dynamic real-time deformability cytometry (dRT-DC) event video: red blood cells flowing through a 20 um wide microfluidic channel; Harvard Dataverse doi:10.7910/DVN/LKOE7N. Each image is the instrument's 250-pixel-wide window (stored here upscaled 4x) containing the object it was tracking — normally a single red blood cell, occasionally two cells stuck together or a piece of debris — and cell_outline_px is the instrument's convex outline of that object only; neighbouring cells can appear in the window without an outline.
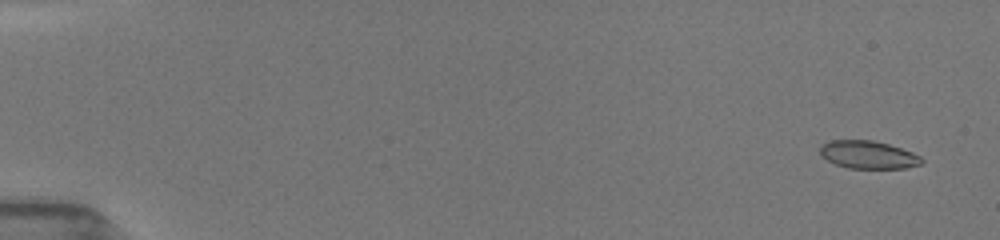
{"species": "common noctule bat (a hibernating species)", "species_latin": "Nyctalus noctula", "temperature_condition": "room temperature", "stored_images_in_passage": 54, "segment_of_instrument_passage": [1, 2], "camera_frame_rate_fps": 3000, "um_per_image_px": 0.085, "animal": {"sex": "female", "body_mass_g": 19.5, "forearm_length_mm": 54.1}, "frame": {"image": 1, "passage_image": 3, "time_ms": 0.667, "image_size_px": [1000, 240], "cell_outline_px": [[924, 160], [920, 164], [904, 168], [848, 168], [836, 164], [820, 156], [820, 144], [832, 140], [872, 140], [888, 144], [912, 152], [920, 156]], "centroid_in_image_um": [73.76, 13.15], "position_along_channel_um": 11.2, "area_um2": 16.42}}
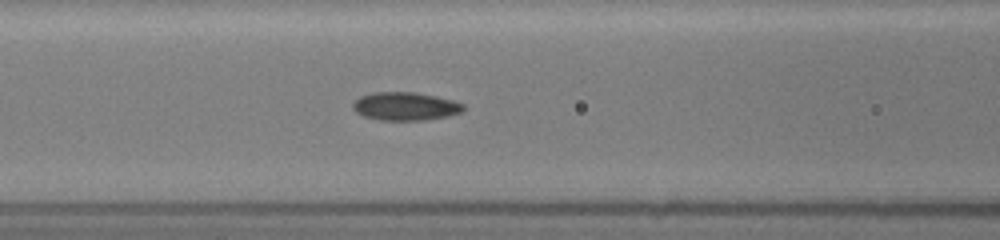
{"frame": {"image": 2, "passage_image": 24, "time_ms": 7.667, "image_size_px": [1000, 240], "cell_outline_px": [[464, 108], [460, 112], [448, 116], [424, 120], [380, 120], [364, 116], [356, 112], [352, 108], [352, 104], [360, 96], [372, 92], [416, 92], [436, 96], [452, 100], [464, 104]], "centroid_in_image_um": [34.43, 9.03], "position_along_channel_um": 132.2, "area_um2": 18.15}}
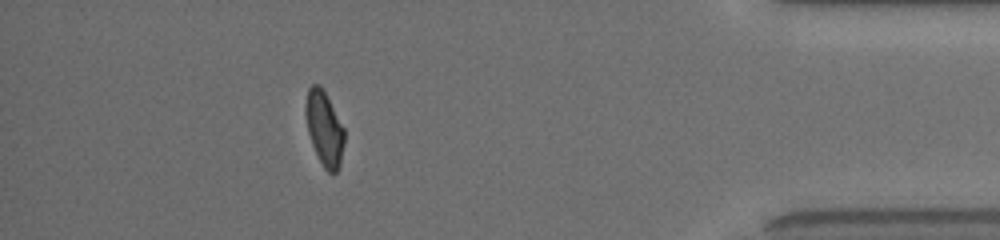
{"frame": {"image": 3, "passage_image": 48, "time_ms": 15.667, "image_size_px": [1000, 240], "cell_outline_px": [[344, 144], [340, 164], [336, 172], [328, 172], [324, 168], [312, 144], [308, 132], [304, 112], [304, 108], [308, 88], [312, 84], [320, 84], [344, 128]], "centroid_in_image_um": [27.55, 10.89], "position_along_channel_um": 407.7, "area_um2": 16.65}}